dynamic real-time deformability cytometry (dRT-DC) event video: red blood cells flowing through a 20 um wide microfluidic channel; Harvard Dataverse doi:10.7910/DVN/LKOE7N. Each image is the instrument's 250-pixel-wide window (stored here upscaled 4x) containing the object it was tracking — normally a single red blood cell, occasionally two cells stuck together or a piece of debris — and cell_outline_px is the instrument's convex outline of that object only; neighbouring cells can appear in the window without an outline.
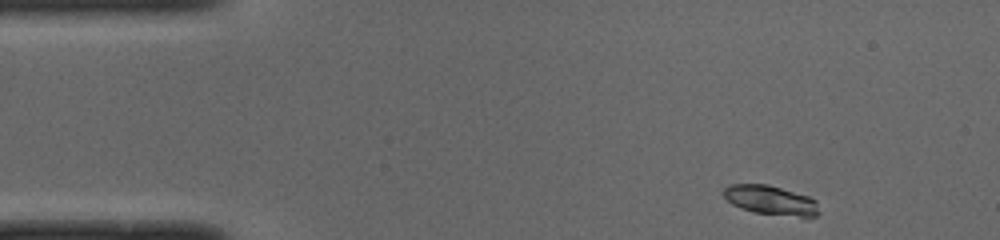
{"species": "common noctule bat (a hibernating species)", "species_latin": "Nyctalus noctula", "temperature_condition": "cold", "stored_images_in_passage": 46, "camera_frame_rate_fps": 3000, "um_per_image_px": 0.085, "animal": {"sex": "male", "body_mass_g": 19.0, "forearm_length_mm": 50.8}, "frame": {"image": 1, "passage_image": 1, "time_ms": 0.0, "image_size_px": [1000, 240], "cell_outline_px": [[820, 212], [816, 216], [800, 216], [752, 212], [740, 208], [732, 204], [720, 192], [728, 184], [768, 184], [808, 196], [816, 200]], "centroid_in_image_um": [65.47, 17.0], "position_along_channel_um": 19.5, "area_um2": 16.3}}